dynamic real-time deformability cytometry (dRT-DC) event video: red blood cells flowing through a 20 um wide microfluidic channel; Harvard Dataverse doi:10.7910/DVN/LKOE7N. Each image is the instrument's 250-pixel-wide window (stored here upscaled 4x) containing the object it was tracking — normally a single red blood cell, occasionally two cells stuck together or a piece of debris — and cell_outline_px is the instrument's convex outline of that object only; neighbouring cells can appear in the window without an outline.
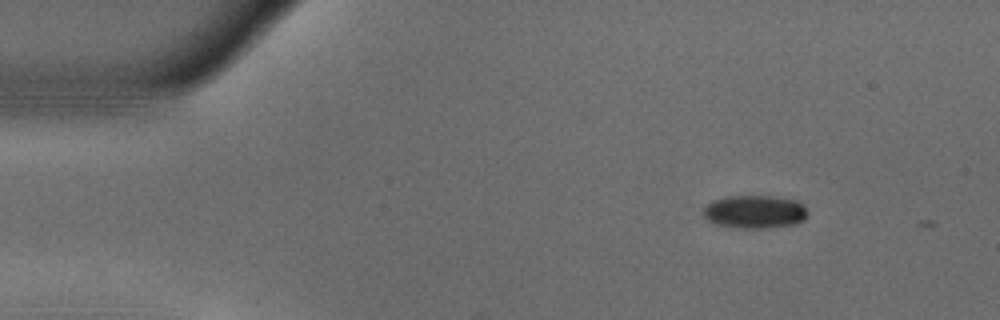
{"species": "common noctule bat (a hibernating species)", "species_latin": "Nyctalus noctula", "temperature_condition": "warm", "stored_images_in_passage": 9, "camera_frame_rate_fps": 3000, "um_per_image_px": 0.085, "animal": {"sex": "male", "body_mass_g": 18.8}, "frame": {"image": 1, "passage_image": 3, "time_ms": 0.667, "image_size_px": [1000, 320], "cell_outline_px": [[808, 212], [804, 220], [796, 224], [768, 228], [736, 228], [716, 224], [708, 220], [704, 216], [704, 208], [712, 200], [724, 196], [772, 196], [796, 200], [804, 204]], "centroid_in_image_um": [64.18, 18.0], "position_along_channel_um": 20.8, "area_um2": 20.35}}